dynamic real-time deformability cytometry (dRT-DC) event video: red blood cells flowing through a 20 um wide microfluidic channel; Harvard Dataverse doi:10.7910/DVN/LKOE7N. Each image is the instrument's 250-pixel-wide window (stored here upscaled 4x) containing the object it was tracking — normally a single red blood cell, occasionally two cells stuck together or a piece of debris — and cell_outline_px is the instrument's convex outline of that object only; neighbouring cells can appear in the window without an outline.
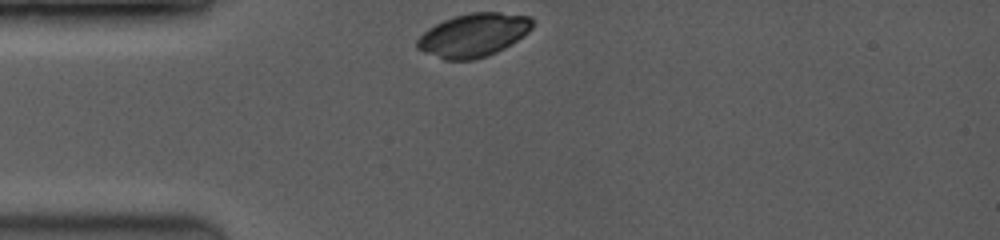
{"species": "common noctule bat (a hibernating species)", "species_latin": "Nyctalus noctula", "temperature_condition": "room temperature", "stored_images_in_passage": 22, "camera_frame_rate_fps": 3500, "um_per_image_px": 0.085, "animal": {"sex": "female", "body_mass_g": 19.0, "forearm_length_mm": 53.3}, "frame": {"image": 1, "passage_image": 1, "time_ms": 0.0, "image_size_px": [1000, 240], "cell_outline_px": [[532, 28], [528, 32], [504, 48], [496, 52], [472, 60], [444, 60], [424, 52], [416, 48], [416, 40], [428, 28], [444, 20], [456, 16], [472, 12], [500, 12], [528, 16], [532, 20]], "centroid_in_image_um": [40.21, 2.98], "position_along_channel_um": 44.8, "area_um2": 28.84}}
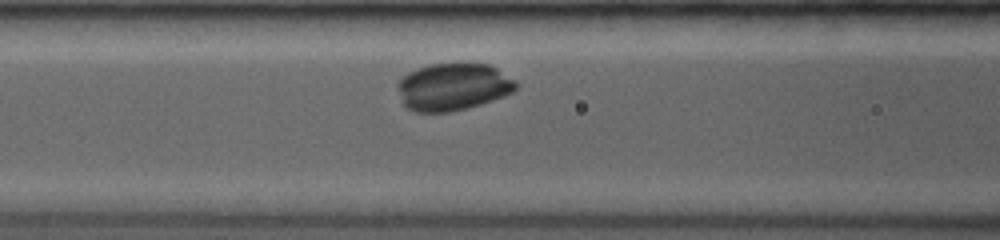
{"frame": {"image": 2, "passage_image": 10, "time_ms": 2.571, "image_size_px": [1000, 240], "cell_outline_px": [[516, 88], [512, 92], [504, 96], [480, 104], [452, 112], [416, 112], [408, 108], [404, 104], [396, 84], [408, 72], [416, 68], [428, 64], [488, 64], [496, 68], [512, 80], [516, 84]], "centroid_in_image_um": [38.47, 7.38], "position_along_channel_um": 128.1, "area_um2": 32.19}}
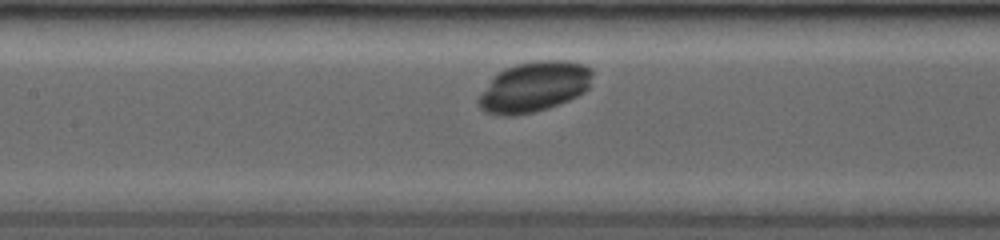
{"frame": {"image": 3, "passage_image": 13, "time_ms": 3.429, "image_size_px": [1000, 240], "cell_outline_px": [[592, 72], [588, 88], [584, 92], [568, 100], [548, 108], [536, 112], [512, 116], [500, 116], [484, 112], [480, 108], [476, 100], [492, 76], [496, 72], [504, 68], [516, 64], [540, 60], [564, 60], [584, 64], [592, 68]], "centroid_in_image_um": [45.35, 7.38], "position_along_channel_um": 162.1, "area_um2": 33.76}}